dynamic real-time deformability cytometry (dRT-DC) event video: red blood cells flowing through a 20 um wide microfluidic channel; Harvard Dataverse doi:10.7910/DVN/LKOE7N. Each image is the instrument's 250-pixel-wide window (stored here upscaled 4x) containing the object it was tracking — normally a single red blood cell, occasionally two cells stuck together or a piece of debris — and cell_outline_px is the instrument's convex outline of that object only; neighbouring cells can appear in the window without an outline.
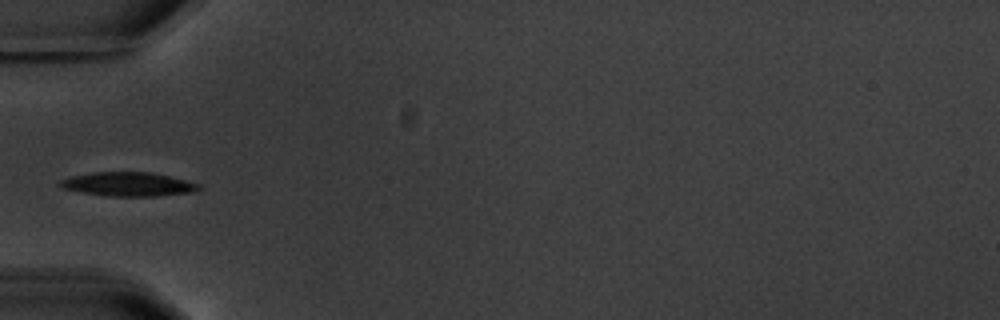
{"species": "common noctule bat (a hibernating species)", "species_latin": "Nyctalus noctula", "temperature_condition": "warm", "stored_images_in_passage": 6, "camera_frame_rate_fps": 3000, "um_per_image_px": 0.085, "animal": {"sex": "male", "body_mass_g": 20.1, "forearm_length_mm": 53.5}, "frame": {"image": 1, "passage_image": 4, "time_ms": 6.0, "image_size_px": [1000, 320], "cell_outline_px": [[200, 188], [192, 192], [156, 196], [108, 196], [80, 192], [64, 188], [56, 184], [60, 180], [72, 176], [92, 172], [152, 172], [200, 184]], "centroid_in_image_um": [10.86, 15.65], "position_along_channel_um": 74.1, "area_um2": 19.25}}
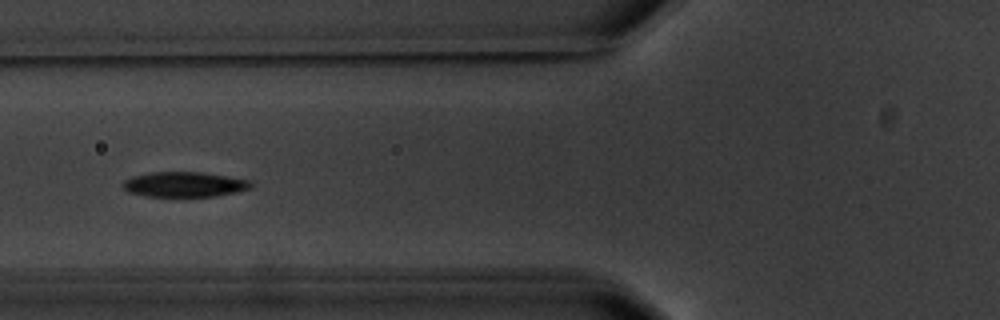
{"frame": {"image": 2, "passage_image": 5, "time_ms": 7.0, "image_size_px": [1000, 320], "cell_outline_px": [[252, 184], [248, 188], [236, 192], [216, 196], [144, 196], [128, 192], [120, 184], [124, 180], [132, 176], [152, 172], [200, 172], [252, 180]], "centroid_in_image_um": [15.63, 15.67], "position_along_channel_um": 110.2, "area_um2": 18.67}}